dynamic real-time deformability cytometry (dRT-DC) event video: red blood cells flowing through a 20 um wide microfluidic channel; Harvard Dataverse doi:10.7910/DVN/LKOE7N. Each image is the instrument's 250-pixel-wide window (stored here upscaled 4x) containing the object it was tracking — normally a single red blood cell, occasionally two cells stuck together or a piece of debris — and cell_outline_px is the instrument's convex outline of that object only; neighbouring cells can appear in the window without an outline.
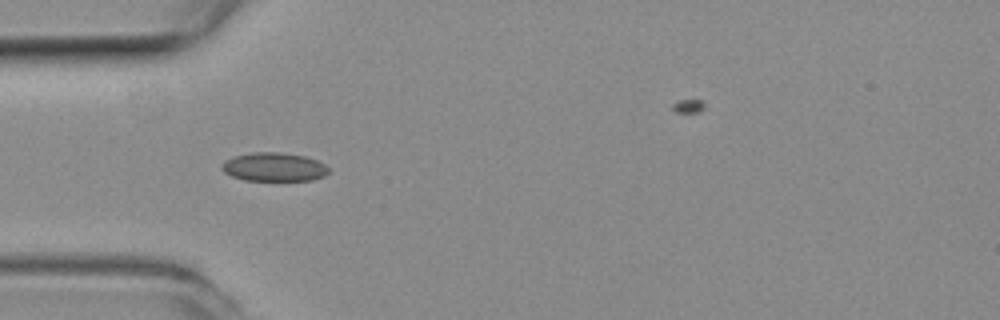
{"species": "common noctule bat (a hibernating species)", "species_latin": "Nyctalus noctula", "temperature_condition": "room temperature", "stored_images_in_passage": 17, "camera_frame_rate_fps": 3000, "um_per_image_px": 0.085, "animal": {"sex": "female", "body_mass_g": 19.3, "forearm_length_mm": 54.1}, "frame": {"image": 1, "passage_image": 15, "time_ms": 4.667, "image_size_px": [1000, 320], "cell_outline_px": [[328, 172], [324, 176], [312, 180], [244, 180], [232, 176], [224, 172], [220, 168], [220, 164], [224, 160], [232, 156], [252, 152], [280, 152], [304, 156], [316, 160], [324, 164], [328, 168]], "centroid_in_image_um": [23.23, 14.18], "position_along_channel_um": 61.8, "area_um2": 17.92}}